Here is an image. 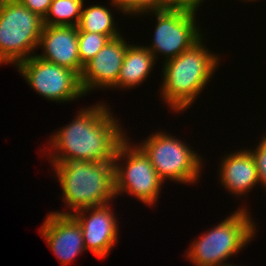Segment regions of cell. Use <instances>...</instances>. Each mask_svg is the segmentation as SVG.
Listing matches in <instances>:
<instances>
[{
  "mask_svg": "<svg viewBox=\"0 0 266 266\" xmlns=\"http://www.w3.org/2000/svg\"><path fill=\"white\" fill-rule=\"evenodd\" d=\"M204 1L206 0H167V8L184 9L197 13Z\"/></svg>",
  "mask_w": 266,
  "mask_h": 266,
  "instance_id": "cell-22",
  "label": "cell"
},
{
  "mask_svg": "<svg viewBox=\"0 0 266 266\" xmlns=\"http://www.w3.org/2000/svg\"><path fill=\"white\" fill-rule=\"evenodd\" d=\"M39 232L62 266L86 251L80 223L72 214L48 213Z\"/></svg>",
  "mask_w": 266,
  "mask_h": 266,
  "instance_id": "cell-12",
  "label": "cell"
},
{
  "mask_svg": "<svg viewBox=\"0 0 266 266\" xmlns=\"http://www.w3.org/2000/svg\"><path fill=\"white\" fill-rule=\"evenodd\" d=\"M242 1H245V2L249 1V2H251V1H254V0H242ZM255 1H256V0H255Z\"/></svg>",
  "mask_w": 266,
  "mask_h": 266,
  "instance_id": "cell-25",
  "label": "cell"
},
{
  "mask_svg": "<svg viewBox=\"0 0 266 266\" xmlns=\"http://www.w3.org/2000/svg\"><path fill=\"white\" fill-rule=\"evenodd\" d=\"M244 206L232 212L205 234L194 239L186 258L195 266H224L227 260L254 240L256 224Z\"/></svg>",
  "mask_w": 266,
  "mask_h": 266,
  "instance_id": "cell-4",
  "label": "cell"
},
{
  "mask_svg": "<svg viewBox=\"0 0 266 266\" xmlns=\"http://www.w3.org/2000/svg\"><path fill=\"white\" fill-rule=\"evenodd\" d=\"M83 4L78 31L94 32L109 36L111 39L120 36L122 33L117 29L116 21L108 6L94 4L85 7ZM119 30V31H118Z\"/></svg>",
  "mask_w": 266,
  "mask_h": 266,
  "instance_id": "cell-16",
  "label": "cell"
},
{
  "mask_svg": "<svg viewBox=\"0 0 266 266\" xmlns=\"http://www.w3.org/2000/svg\"><path fill=\"white\" fill-rule=\"evenodd\" d=\"M31 12L39 15L42 19L47 15L53 0H18Z\"/></svg>",
  "mask_w": 266,
  "mask_h": 266,
  "instance_id": "cell-21",
  "label": "cell"
},
{
  "mask_svg": "<svg viewBox=\"0 0 266 266\" xmlns=\"http://www.w3.org/2000/svg\"><path fill=\"white\" fill-rule=\"evenodd\" d=\"M122 160L124 164H121ZM114 168L116 197L128 193L149 207L157 202L164 182L159 178L149 157L138 145H131L128 136L116 151Z\"/></svg>",
  "mask_w": 266,
  "mask_h": 266,
  "instance_id": "cell-7",
  "label": "cell"
},
{
  "mask_svg": "<svg viewBox=\"0 0 266 266\" xmlns=\"http://www.w3.org/2000/svg\"><path fill=\"white\" fill-rule=\"evenodd\" d=\"M110 206V203L92 206L72 214L80 223L86 251L100 259L110 254L119 239L118 219Z\"/></svg>",
  "mask_w": 266,
  "mask_h": 266,
  "instance_id": "cell-10",
  "label": "cell"
},
{
  "mask_svg": "<svg viewBox=\"0 0 266 266\" xmlns=\"http://www.w3.org/2000/svg\"><path fill=\"white\" fill-rule=\"evenodd\" d=\"M84 0H53L43 19L47 26H78Z\"/></svg>",
  "mask_w": 266,
  "mask_h": 266,
  "instance_id": "cell-17",
  "label": "cell"
},
{
  "mask_svg": "<svg viewBox=\"0 0 266 266\" xmlns=\"http://www.w3.org/2000/svg\"><path fill=\"white\" fill-rule=\"evenodd\" d=\"M266 134V133H265ZM262 135L255 149H248L254 157L258 181L266 189V135Z\"/></svg>",
  "mask_w": 266,
  "mask_h": 266,
  "instance_id": "cell-20",
  "label": "cell"
},
{
  "mask_svg": "<svg viewBox=\"0 0 266 266\" xmlns=\"http://www.w3.org/2000/svg\"><path fill=\"white\" fill-rule=\"evenodd\" d=\"M43 19L18 0H7L0 9V64H15L35 55Z\"/></svg>",
  "mask_w": 266,
  "mask_h": 266,
  "instance_id": "cell-6",
  "label": "cell"
},
{
  "mask_svg": "<svg viewBox=\"0 0 266 266\" xmlns=\"http://www.w3.org/2000/svg\"><path fill=\"white\" fill-rule=\"evenodd\" d=\"M224 266H237V265H233V264L230 263V264L224 265Z\"/></svg>",
  "mask_w": 266,
  "mask_h": 266,
  "instance_id": "cell-24",
  "label": "cell"
},
{
  "mask_svg": "<svg viewBox=\"0 0 266 266\" xmlns=\"http://www.w3.org/2000/svg\"><path fill=\"white\" fill-rule=\"evenodd\" d=\"M7 0H0V9L3 7L4 3L6 2Z\"/></svg>",
  "mask_w": 266,
  "mask_h": 266,
  "instance_id": "cell-23",
  "label": "cell"
},
{
  "mask_svg": "<svg viewBox=\"0 0 266 266\" xmlns=\"http://www.w3.org/2000/svg\"><path fill=\"white\" fill-rule=\"evenodd\" d=\"M155 64L153 54L145 46L129 44L119 72L118 88L138 87L148 78Z\"/></svg>",
  "mask_w": 266,
  "mask_h": 266,
  "instance_id": "cell-15",
  "label": "cell"
},
{
  "mask_svg": "<svg viewBox=\"0 0 266 266\" xmlns=\"http://www.w3.org/2000/svg\"><path fill=\"white\" fill-rule=\"evenodd\" d=\"M129 44L122 34L110 39L84 65L80 80L85 95H88L94 89L118 88V76Z\"/></svg>",
  "mask_w": 266,
  "mask_h": 266,
  "instance_id": "cell-11",
  "label": "cell"
},
{
  "mask_svg": "<svg viewBox=\"0 0 266 266\" xmlns=\"http://www.w3.org/2000/svg\"><path fill=\"white\" fill-rule=\"evenodd\" d=\"M148 14L153 15L157 23L153 42L145 47L153 54L155 60L161 55L165 57L164 62L176 58L204 36L199 24L196 23V12L166 8L141 13V15Z\"/></svg>",
  "mask_w": 266,
  "mask_h": 266,
  "instance_id": "cell-8",
  "label": "cell"
},
{
  "mask_svg": "<svg viewBox=\"0 0 266 266\" xmlns=\"http://www.w3.org/2000/svg\"><path fill=\"white\" fill-rule=\"evenodd\" d=\"M108 106L98 102L78 110L69 124L50 137L49 158L114 161L119 145L128 135Z\"/></svg>",
  "mask_w": 266,
  "mask_h": 266,
  "instance_id": "cell-1",
  "label": "cell"
},
{
  "mask_svg": "<svg viewBox=\"0 0 266 266\" xmlns=\"http://www.w3.org/2000/svg\"><path fill=\"white\" fill-rule=\"evenodd\" d=\"M111 38L107 35L78 31V51L80 63L84 66Z\"/></svg>",
  "mask_w": 266,
  "mask_h": 266,
  "instance_id": "cell-18",
  "label": "cell"
},
{
  "mask_svg": "<svg viewBox=\"0 0 266 266\" xmlns=\"http://www.w3.org/2000/svg\"><path fill=\"white\" fill-rule=\"evenodd\" d=\"M137 145L149 157L163 182L171 180L191 185L200 180L203 158L179 138L160 130Z\"/></svg>",
  "mask_w": 266,
  "mask_h": 266,
  "instance_id": "cell-5",
  "label": "cell"
},
{
  "mask_svg": "<svg viewBox=\"0 0 266 266\" xmlns=\"http://www.w3.org/2000/svg\"><path fill=\"white\" fill-rule=\"evenodd\" d=\"M219 182L231 195L241 198L259 184L256 164L248 149H238L222 157Z\"/></svg>",
  "mask_w": 266,
  "mask_h": 266,
  "instance_id": "cell-14",
  "label": "cell"
},
{
  "mask_svg": "<svg viewBox=\"0 0 266 266\" xmlns=\"http://www.w3.org/2000/svg\"><path fill=\"white\" fill-rule=\"evenodd\" d=\"M55 169V177L62 190V198L69 211L74 212L117 198L115 194L114 161H85L78 158H48ZM71 209V211H70Z\"/></svg>",
  "mask_w": 266,
  "mask_h": 266,
  "instance_id": "cell-2",
  "label": "cell"
},
{
  "mask_svg": "<svg viewBox=\"0 0 266 266\" xmlns=\"http://www.w3.org/2000/svg\"><path fill=\"white\" fill-rule=\"evenodd\" d=\"M111 6L129 16L167 8V0H110Z\"/></svg>",
  "mask_w": 266,
  "mask_h": 266,
  "instance_id": "cell-19",
  "label": "cell"
},
{
  "mask_svg": "<svg viewBox=\"0 0 266 266\" xmlns=\"http://www.w3.org/2000/svg\"><path fill=\"white\" fill-rule=\"evenodd\" d=\"M38 47L42 53L35 54L37 57L81 75L84 66L79 58L77 27L44 25Z\"/></svg>",
  "mask_w": 266,
  "mask_h": 266,
  "instance_id": "cell-13",
  "label": "cell"
},
{
  "mask_svg": "<svg viewBox=\"0 0 266 266\" xmlns=\"http://www.w3.org/2000/svg\"><path fill=\"white\" fill-rule=\"evenodd\" d=\"M203 36L176 58L163 62L160 94L172 112L190 109L220 64V55L206 48Z\"/></svg>",
  "mask_w": 266,
  "mask_h": 266,
  "instance_id": "cell-3",
  "label": "cell"
},
{
  "mask_svg": "<svg viewBox=\"0 0 266 266\" xmlns=\"http://www.w3.org/2000/svg\"><path fill=\"white\" fill-rule=\"evenodd\" d=\"M16 68L25 82L47 101L73 102L86 96L77 72L45 61L36 55L19 62Z\"/></svg>",
  "mask_w": 266,
  "mask_h": 266,
  "instance_id": "cell-9",
  "label": "cell"
}]
</instances>
